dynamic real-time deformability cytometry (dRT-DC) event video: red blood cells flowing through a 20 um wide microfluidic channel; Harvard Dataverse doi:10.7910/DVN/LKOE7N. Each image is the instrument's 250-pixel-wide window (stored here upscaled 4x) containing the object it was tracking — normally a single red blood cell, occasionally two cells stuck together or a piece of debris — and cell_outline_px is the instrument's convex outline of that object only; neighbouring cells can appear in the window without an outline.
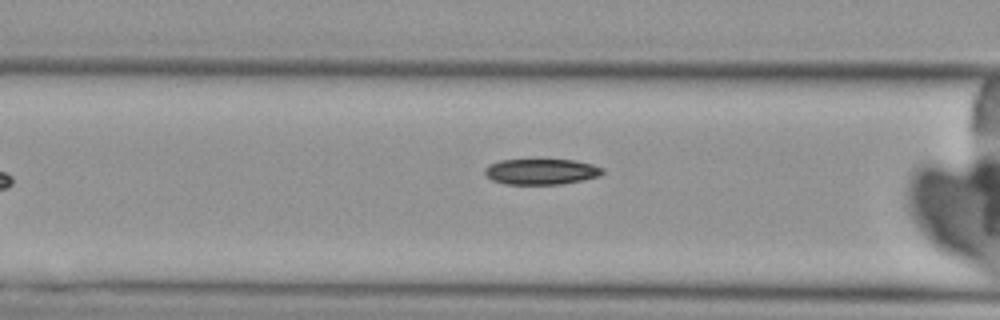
{"species": "Egyptian fruit bat (a non-hibernating species)", "species_latin": "Rousettus aegyptiacus", "temperature_condition": "cold", "stored_images_in_passage": 5, "camera_frame_rate_fps": 3000, "um_per_image_px": 0.085, "animal": {"sex": "female"}, "frame": {"image": 1, "passage_image": 4, "time_ms": 3.667, "image_size_px": [1000, 320], "cell_outline_px": [[604, 172], [600, 176], [560, 184], [504, 184], [492, 180], [484, 172], [484, 168], [488, 164], [500, 160], [576, 160], [592, 164], [604, 168]], "centroid_in_image_um": [46.0, 14.58], "position_along_channel_um": 120.6, "area_um2": 17.63}}
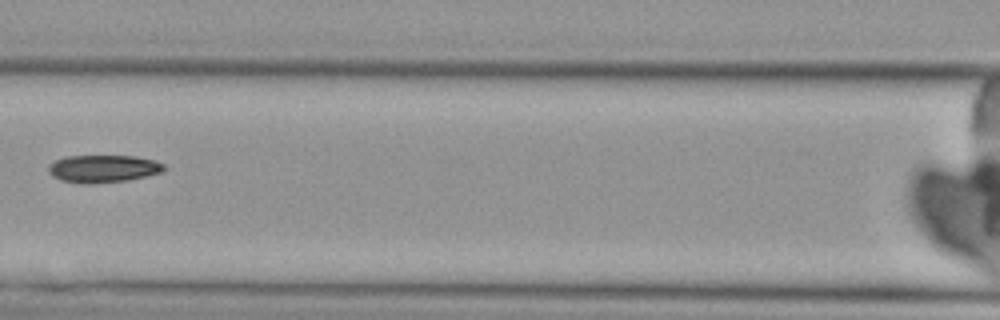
{"frame": {"image": 2, "passage_image": 5, "time_ms": 4.667, "image_size_px": [1000, 320], "cell_outline_px": [[164, 168], [160, 172], [128, 180], [92, 184], [84, 184], [60, 180], [52, 176], [48, 172], [48, 164], [64, 156], [136, 156], [156, 160], [164, 164]], "centroid_in_image_um": [8.72, 14.33], "position_along_channel_um": 157.9, "area_um2": 18.61}}